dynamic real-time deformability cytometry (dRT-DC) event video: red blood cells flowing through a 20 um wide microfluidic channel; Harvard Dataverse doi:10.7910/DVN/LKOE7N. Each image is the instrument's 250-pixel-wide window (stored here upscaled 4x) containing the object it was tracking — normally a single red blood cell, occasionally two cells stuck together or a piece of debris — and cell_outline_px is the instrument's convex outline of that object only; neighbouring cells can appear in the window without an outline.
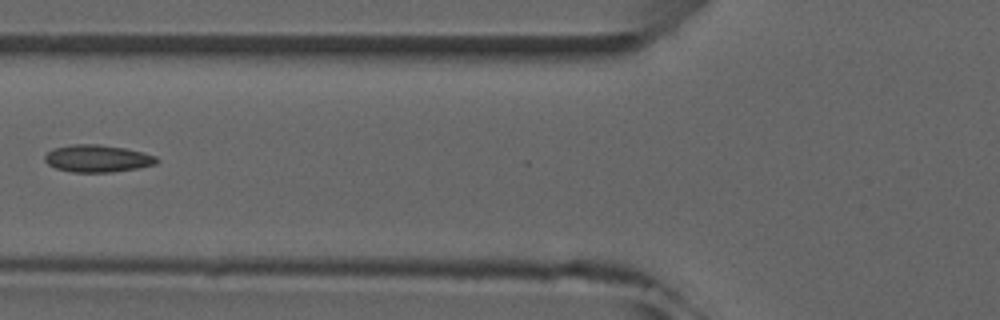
{"species": "common noctule bat (a hibernating species)", "species_latin": "Nyctalus noctula", "temperature_condition": "room temperature", "stored_images_in_passage": 7, "camera_frame_rate_fps": 3000, "um_per_image_px": 0.085, "animal": {"sex": "male", "forearm_length_mm": 52.5}, "frame": {"image": 1, "passage_image": 5, "time_ms": 5.333, "image_size_px": [1000, 320], "cell_outline_px": [[160, 160], [156, 164], [140, 168], [112, 172], [72, 172], [56, 168], [48, 164], [44, 160], [44, 156], [52, 148], [72, 144], [100, 144], [124, 148], [144, 152], [156, 156]], "centroid_in_image_um": [8.3, 13.47], "position_along_channel_um": 117.5, "area_um2": 17.98}}
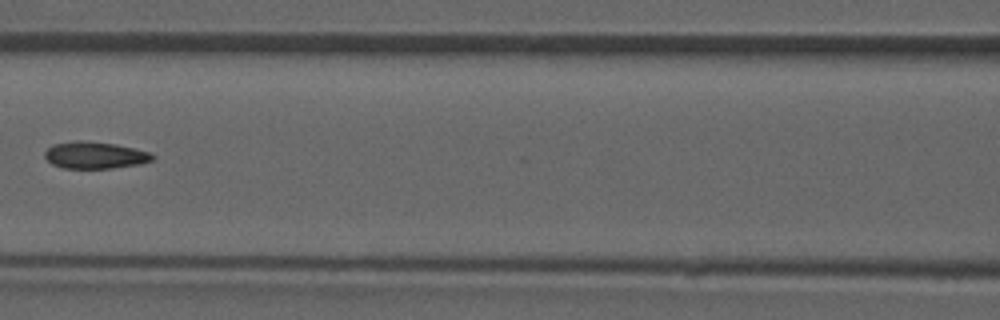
{"frame": {"image": 2, "passage_image": 6, "time_ms": 6.333, "image_size_px": [1000, 320], "cell_outline_px": [[156, 156], [152, 160], [140, 164], [112, 168], [64, 168], [52, 164], [44, 156], [44, 152], [52, 144], [76, 140], [80, 140], [116, 144], [152, 152]], "centroid_in_image_um": [8.08, 13.18], "position_along_channel_um": 158.5, "area_um2": 16.99}}